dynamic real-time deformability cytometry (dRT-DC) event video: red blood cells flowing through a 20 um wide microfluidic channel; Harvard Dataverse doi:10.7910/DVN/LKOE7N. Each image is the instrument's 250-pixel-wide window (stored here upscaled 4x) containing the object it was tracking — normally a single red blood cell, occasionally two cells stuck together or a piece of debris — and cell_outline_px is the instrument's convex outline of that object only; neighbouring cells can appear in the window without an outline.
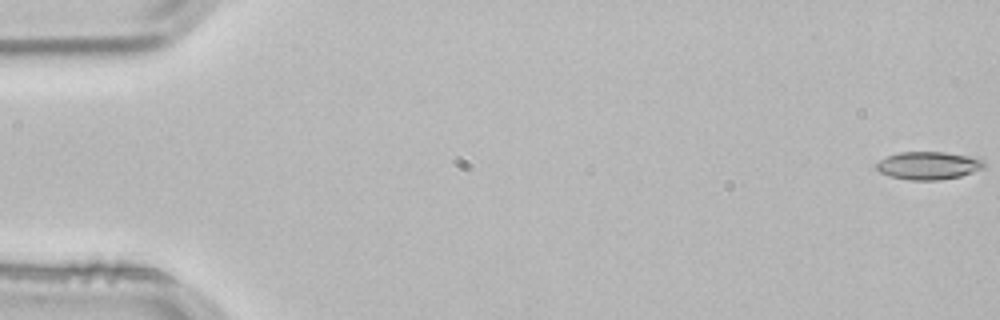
{"species": "common noctule bat (a hibernating species)", "species_latin": "Nyctalus noctula", "temperature_condition": "room temperature", "stored_images_in_passage": 4, "camera_frame_rate_fps": 3000, "um_per_image_px": 0.085, "animal": {"sex": "male", "body_mass_g": 21.5, "forearm_length_mm": 52.0}, "frame": {"image": 1, "passage_image": 1, "time_ms": 0.0, "image_size_px": [1000, 320], "cell_outline_px": [[984, 168], [960, 176], [940, 180], [908, 180], [888, 176], [880, 172], [876, 168], [876, 164], [880, 160], [888, 156], [900, 152], [944, 152], [968, 156], [984, 160]], "centroid_in_image_um": [78.9, 14.08], "position_along_channel_um": 6.1, "area_um2": 17.4}}
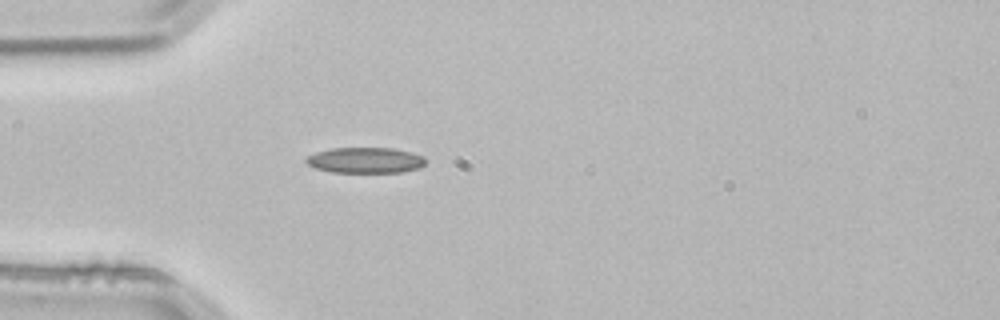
{"frame": {"image": 2, "passage_image": 4, "time_ms": 1.0, "image_size_px": [1000, 320], "cell_outline_px": [[424, 164], [416, 168], [404, 172], [332, 172], [316, 168], [308, 164], [304, 160], [308, 156], [316, 152], [332, 148], [392, 148], [412, 152], [424, 156]], "centroid_in_image_um": [31.04, 13.61], "position_along_channel_um": 54.0, "area_um2": 17.74}}